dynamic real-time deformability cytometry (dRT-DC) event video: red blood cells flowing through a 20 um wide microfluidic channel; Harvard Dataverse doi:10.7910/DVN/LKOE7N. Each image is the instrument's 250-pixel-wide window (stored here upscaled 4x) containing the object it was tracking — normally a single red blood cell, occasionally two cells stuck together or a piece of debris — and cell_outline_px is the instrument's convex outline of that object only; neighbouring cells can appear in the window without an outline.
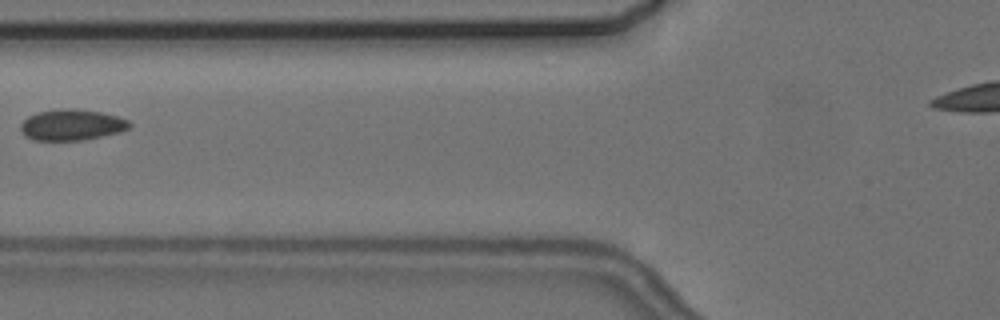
{"species": "common noctule bat (a hibernating species)", "species_latin": "Nyctalus noctula", "temperature_condition": "cold", "stored_images_in_passage": 3, "camera_frame_rate_fps": 3000, "um_per_image_px": 0.085, "animal": {"sex": "female", "body_mass_g": 24.6, "forearm_length_mm": 56.2}, "frame": {"image": 1, "passage_image": 2, "time_ms": 1.333, "image_size_px": [1000, 320], "cell_outline_px": [[132, 124], [128, 128], [120, 132], [84, 140], [32, 140], [24, 136], [20, 128], [20, 124], [28, 116], [36, 112], [64, 108], [72, 108], [100, 112], [116, 116], [128, 120]], "centroid_in_image_um": [6.07, 10.61], "position_along_channel_um": 119.7, "area_um2": 19.71}}